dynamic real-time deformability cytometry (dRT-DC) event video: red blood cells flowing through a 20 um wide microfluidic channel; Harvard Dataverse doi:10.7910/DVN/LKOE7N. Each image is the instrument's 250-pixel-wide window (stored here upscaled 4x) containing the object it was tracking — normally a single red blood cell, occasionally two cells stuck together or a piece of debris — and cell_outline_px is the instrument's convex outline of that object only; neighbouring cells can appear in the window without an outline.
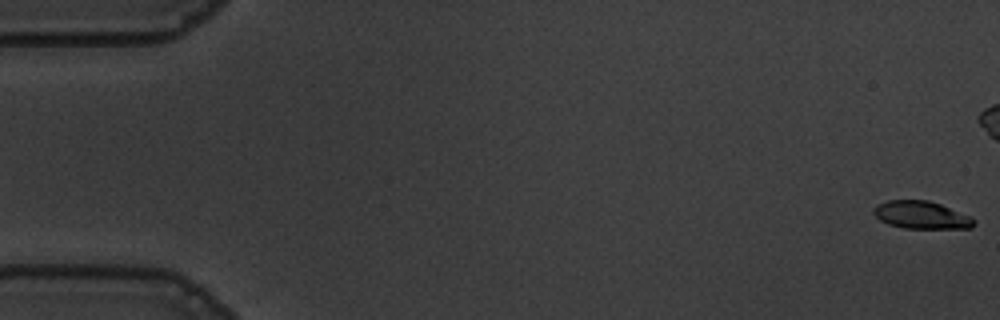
{"species": "common noctule bat (a hibernating species)", "species_latin": "Nyctalus noctula", "temperature_condition": "warm", "stored_images_in_passage": 57, "camera_frame_rate_fps": 3000, "um_per_image_px": 0.085, "animal": {"sex": "male", "body_mass_g": 19.5, "forearm_length_mm": 54.6}, "frame": {"image": 1, "passage_image": 1, "time_ms": 0.0, "image_size_px": [1000, 320], "cell_outline_px": [[976, 224], [972, 228], [904, 228], [888, 224], [880, 220], [872, 212], [872, 208], [876, 204], [888, 200], [928, 200], [940, 204], [972, 216], [976, 220]], "centroid_in_image_um": [78.32, 18.27], "position_along_channel_um": 6.7, "area_um2": 16.36}}
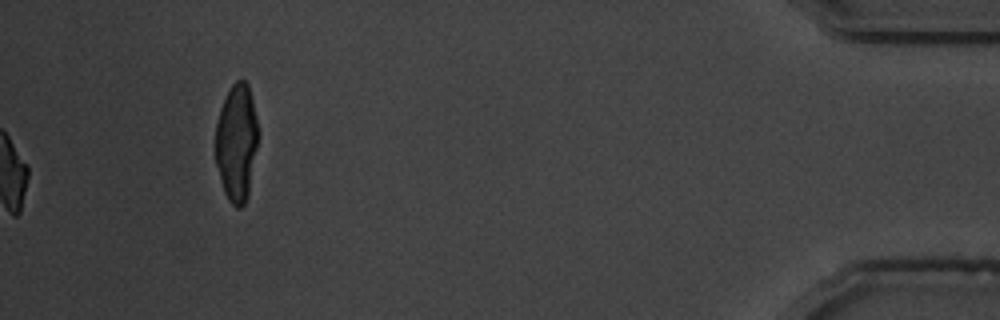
{"frame": {"image": 2, "passage_image": 57, "time_ms": 18.667, "image_size_px": [1000, 320], "cell_outline_px": [[260, 132], [248, 196], [244, 204], [240, 208], [236, 208], [228, 200], [224, 192], [216, 164], [216, 124], [220, 108], [232, 84], [236, 80], [244, 80], [248, 84]], "centroid_in_image_um": [20.13, 12.13], "position_along_channel_um": 415.1, "area_um2": 29.3}, "authors_computed_cell_mechanics": {"area_um2": 17.9758, "velocity_mm_per_s": 3.6479, "shape_relaxation_time_tau1_ms": 3.341, "shape_relaxation_time_tau2_ms": 1.7792, "deformation_change_tau1": 0.154, "deformation_change_tau2": 0.0764}}